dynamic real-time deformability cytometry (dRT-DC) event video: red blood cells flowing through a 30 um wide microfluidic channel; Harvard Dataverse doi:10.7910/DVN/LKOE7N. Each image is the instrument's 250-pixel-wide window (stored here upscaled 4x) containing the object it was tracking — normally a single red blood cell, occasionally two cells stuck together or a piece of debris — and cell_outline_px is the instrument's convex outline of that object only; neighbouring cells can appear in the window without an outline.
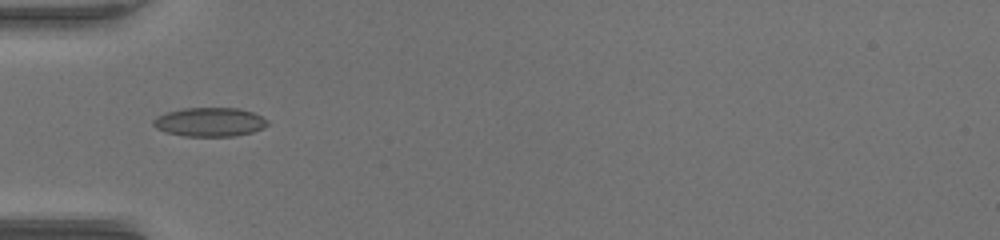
{"species": "common noctule bat (a hibernating species)", "species_latin": "Nyctalus noctula", "temperature_condition": "warm", "stored_images_in_passage": 35, "camera_frame_rate_fps": 3000, "um_per_image_px": 0.085, "animal": {"sex": "female", "body_mass_g": 17.0, "forearm_length_mm": 48.0}, "frame": {"image": 1, "passage_image": 1, "time_ms": 0.0, "image_size_px": [1000, 240], "cell_outline_px": [[268, 124], [264, 128], [252, 132], [232, 136], [184, 136], [168, 132], [156, 128], [152, 124], [152, 120], [156, 116], [168, 112], [184, 108], [240, 108], [252, 112], [268, 120]], "centroid_in_image_um": [17.82, 10.37], "position_along_channel_um": 67.2, "area_um2": 19.19}}
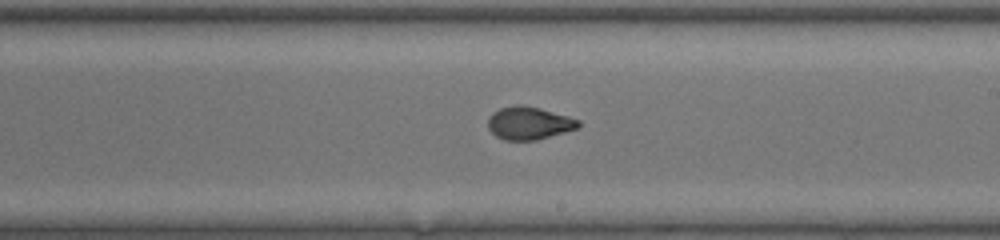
{"frame": {"image": 2, "passage_image": 14, "time_ms": 4.333, "image_size_px": [1000, 240], "cell_outline_px": [[580, 124], [576, 128], [564, 132], [536, 140], [504, 140], [496, 136], [488, 128], [488, 120], [492, 112], [500, 108], [516, 104], [520, 104], [540, 108], [568, 116], [580, 120]], "centroid_in_image_um": [44.94, 10.45], "position_along_channel_um": 244.1, "area_um2": 17.22}}
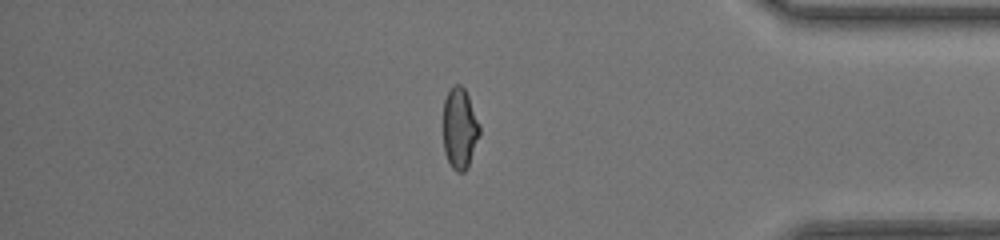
{"frame": {"image": 3, "passage_image": 27, "time_ms": 8.667, "image_size_px": [1000, 240], "cell_outline_px": [[480, 136], [468, 168], [464, 172], [456, 172], [452, 168], [444, 152], [444, 100], [448, 92], [456, 84], [460, 84], [464, 88], [468, 96], [480, 124]], "centroid_in_image_um": [39.1, 10.96], "position_along_channel_um": 396.1, "area_um2": 17.22}}